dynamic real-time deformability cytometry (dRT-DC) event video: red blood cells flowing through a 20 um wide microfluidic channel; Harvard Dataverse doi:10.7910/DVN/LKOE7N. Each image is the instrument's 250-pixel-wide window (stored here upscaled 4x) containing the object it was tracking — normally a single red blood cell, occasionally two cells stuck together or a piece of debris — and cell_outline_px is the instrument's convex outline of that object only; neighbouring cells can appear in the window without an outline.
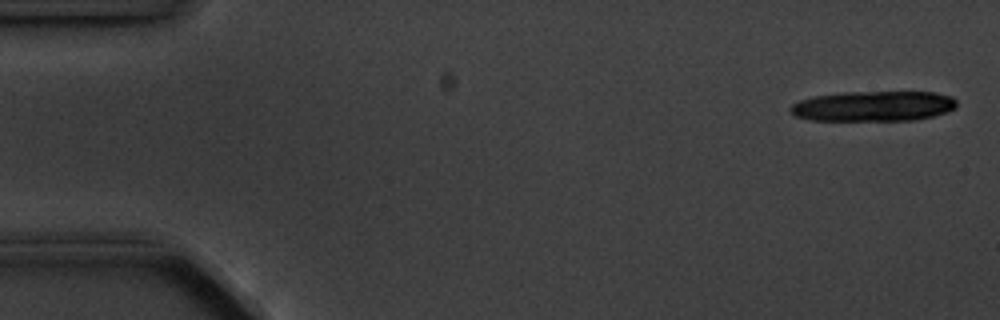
{"species": "common noctule bat (a hibernating species)", "species_latin": "Nyctalus noctula", "temperature_condition": "cold", "stored_images_in_passage": 4, "camera_frame_rate_fps": 3000, "um_per_image_px": 0.085, "animal": {"sex": "male", "body_mass_g": 20.1, "forearm_length_mm": 53.5}, "frame": {"image": 1, "passage_image": 1, "time_ms": 0.0, "image_size_px": [1000, 320], "cell_outline_px": [[956, 108], [932, 116], [912, 120], [812, 120], [796, 116], [788, 108], [792, 104], [800, 100], [816, 96], [844, 92], [936, 92], [952, 96], [956, 100]], "centroid_in_image_um": [74.25, 9.01], "position_along_channel_um": 10.7, "area_um2": 29.13}}